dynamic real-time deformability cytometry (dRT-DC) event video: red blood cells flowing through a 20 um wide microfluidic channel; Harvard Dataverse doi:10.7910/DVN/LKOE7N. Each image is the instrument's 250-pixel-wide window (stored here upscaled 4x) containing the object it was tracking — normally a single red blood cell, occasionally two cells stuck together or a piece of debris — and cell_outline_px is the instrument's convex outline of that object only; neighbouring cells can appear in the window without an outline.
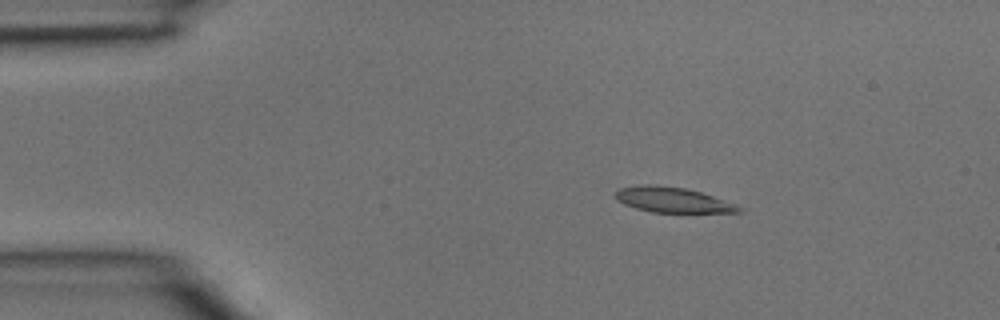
{"species": "common noctule bat (a hibernating species)", "species_latin": "Nyctalus noctula", "temperature_condition": "room temperature", "stored_images_in_passage": 3, "camera_frame_rate_fps": 3000, "um_per_image_px": 0.085, "animal": {"sex": "male", "body_mass_g": 15.6}, "frame": {"image": 1, "passage_image": 2, "time_ms": 0.333, "image_size_px": [1000, 320], "cell_outline_px": [[744, 212], [652, 212], [636, 208], [624, 204], [616, 200], [616, 192], [620, 188], [640, 184], [656, 184], [688, 188], [736, 204], [744, 208]], "centroid_in_image_um": [57.17, 16.97], "position_along_channel_um": 27.8, "area_um2": 18.21}}